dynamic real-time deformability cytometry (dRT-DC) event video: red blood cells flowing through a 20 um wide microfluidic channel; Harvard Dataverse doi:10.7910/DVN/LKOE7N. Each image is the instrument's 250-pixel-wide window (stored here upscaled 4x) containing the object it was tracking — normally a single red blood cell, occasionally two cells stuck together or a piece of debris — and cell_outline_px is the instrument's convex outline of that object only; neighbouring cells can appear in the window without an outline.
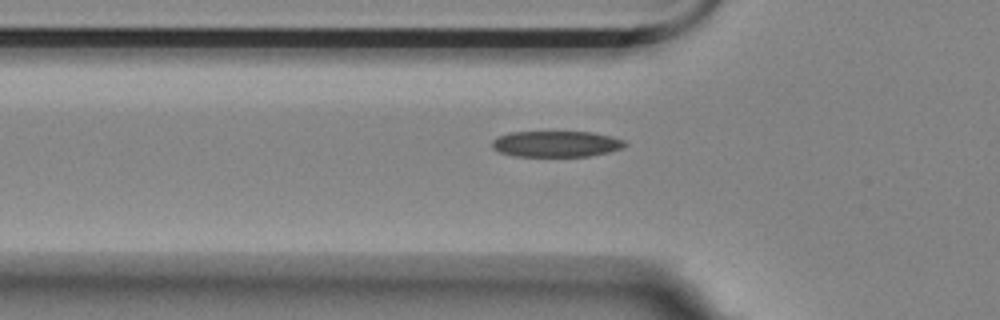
{"species": "Egyptian fruit bat (a non-hibernating species)", "species_latin": "Rousettus aegyptiacus", "temperature_condition": "room temperature", "stored_images_in_passage": 41, "camera_frame_rate_fps": 3000, "um_per_image_px": 0.085, "animal": {"sex": "female"}, "frame": {"image": 1, "passage_image": 8, "time_ms": 2.333, "image_size_px": [1000, 320], "cell_outline_px": [[628, 144], [624, 148], [608, 152], [588, 156], [516, 156], [500, 152], [492, 148], [492, 140], [496, 136], [508, 132], [592, 132], [624, 140]], "centroid_in_image_um": [47.25, 12.23], "position_along_channel_um": 78.5, "area_um2": 20.17}}
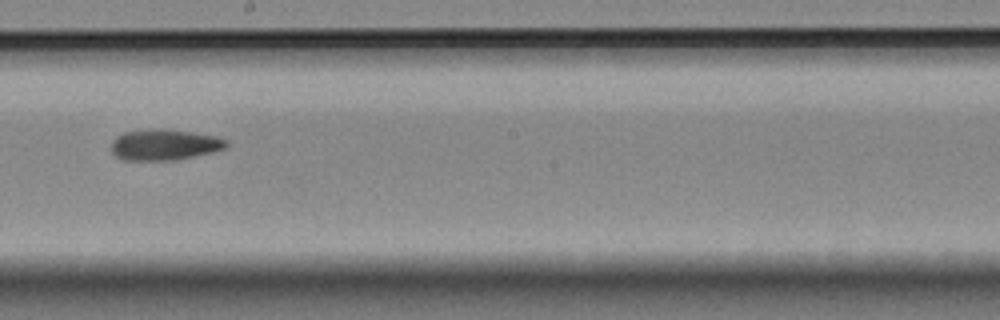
{"frame": {"image": 2, "passage_image": 21, "time_ms": 6.667, "image_size_px": [1000, 320], "cell_outline_px": [[228, 144], [224, 148], [212, 152], [176, 160], [124, 160], [116, 156], [112, 152], [112, 140], [116, 136], [124, 132], [152, 128], [160, 128], [192, 132], [216, 136], [228, 140]], "centroid_in_image_um": [13.96, 12.29], "position_along_channel_um": 234.2, "area_um2": 20.81}}
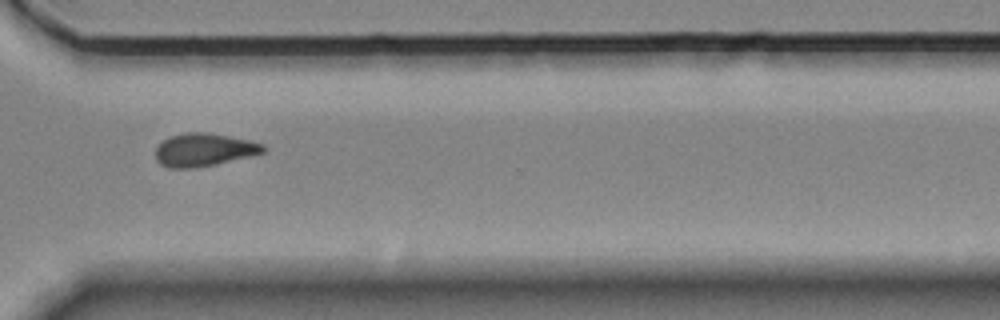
{"frame": {"image": 3, "passage_image": 31, "time_ms": 10.0, "image_size_px": [1000, 320], "cell_outline_px": [[268, 148], [264, 152], [216, 164], [196, 168], [168, 168], [160, 164], [156, 160], [156, 148], [168, 136], [188, 132], [204, 132], [252, 140], [264, 144]], "centroid_in_image_um": [17.34, 12.73], "position_along_channel_um": 353.3, "area_um2": 20.75}}